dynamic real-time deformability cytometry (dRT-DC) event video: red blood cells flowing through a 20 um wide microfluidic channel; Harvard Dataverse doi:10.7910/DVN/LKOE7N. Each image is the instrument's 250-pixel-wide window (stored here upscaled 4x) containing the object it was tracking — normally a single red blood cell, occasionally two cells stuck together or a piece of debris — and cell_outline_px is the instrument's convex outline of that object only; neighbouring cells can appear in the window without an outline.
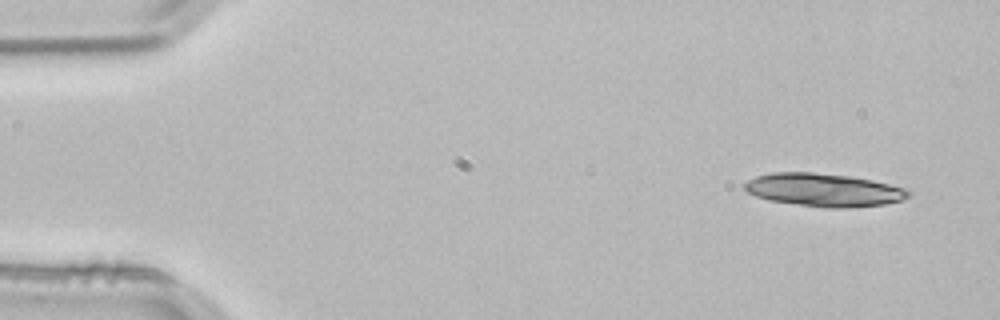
{"species": "common noctule bat (a hibernating species)", "species_latin": "Nyctalus noctula", "temperature_condition": "room temperature", "stored_images_in_passage": 3, "camera_frame_rate_fps": 3000, "um_per_image_px": 0.085, "animal": {"sex": "male", "body_mass_g": 21.5, "forearm_length_mm": 52.0}, "frame": {"image": 1, "passage_image": 3, "time_ms": 0.667, "image_size_px": [1000, 320], "cell_outline_px": [[912, 192], [908, 196], [900, 200], [884, 204], [848, 208], [828, 208], [768, 200], [756, 196], [748, 192], [744, 188], [744, 184], [748, 180], [756, 176], [772, 172], [812, 172], [848, 176], [872, 180], [904, 188]], "centroid_in_image_um": [70.0, 16.14], "position_along_channel_um": 15.0, "area_um2": 31.33}}